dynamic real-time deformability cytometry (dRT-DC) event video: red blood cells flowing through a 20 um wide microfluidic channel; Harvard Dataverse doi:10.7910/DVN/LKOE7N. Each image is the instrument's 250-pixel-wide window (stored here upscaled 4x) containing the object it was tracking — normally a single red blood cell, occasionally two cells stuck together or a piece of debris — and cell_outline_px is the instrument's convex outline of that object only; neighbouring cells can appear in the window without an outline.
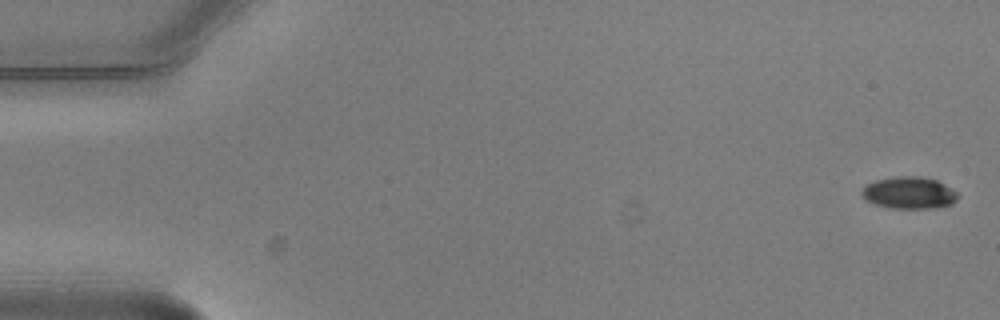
{"species": "common noctule bat (a hibernating species)", "species_latin": "Nyctalus noctula", "temperature_condition": "warm", "stored_images_in_passage": 5, "segment_of_instrument_passage": [2, 2], "camera_frame_rate_fps": 3000, "um_per_image_px": 0.085, "animal": {"sex": "male", "body_mass_g": 20.5, "forearm_length_mm": 52.5}, "frame": {"image": 1, "passage_image": 5, "time_ms": 1.333, "image_size_px": [1000, 320], "cell_outline_px": [[960, 196], [952, 204], [932, 208], [888, 208], [864, 200], [860, 196], [860, 192], [868, 184], [876, 180], [896, 176], [920, 176], [936, 180], [944, 184], [956, 192]], "centroid_in_image_um": [77.25, 16.39], "position_along_channel_um": 7.7, "area_um2": 17.92}}